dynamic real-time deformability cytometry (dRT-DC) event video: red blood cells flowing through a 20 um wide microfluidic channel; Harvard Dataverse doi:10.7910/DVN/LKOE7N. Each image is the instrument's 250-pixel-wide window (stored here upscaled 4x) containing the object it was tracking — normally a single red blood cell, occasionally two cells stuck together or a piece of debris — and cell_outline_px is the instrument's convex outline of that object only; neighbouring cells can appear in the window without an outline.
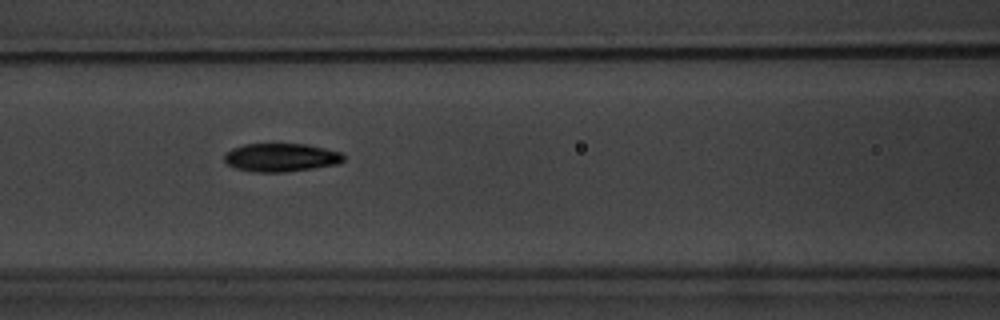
{"species": "common noctule bat (a hibernating species)", "species_latin": "Nyctalus noctula", "temperature_condition": "warm", "stored_images_in_passage": 7, "camera_frame_rate_fps": 3000, "um_per_image_px": 0.085, "animal": {"sex": "male", "body_mass_g": 20.1, "forearm_length_mm": 53.5}, "frame": {"image": 1, "passage_image": 7, "time_ms": 7.333, "image_size_px": [1000, 320], "cell_outline_px": [[344, 160], [340, 164], [284, 172], [252, 172], [236, 168], [228, 164], [224, 160], [224, 156], [232, 148], [244, 144], [308, 144], [340, 152], [344, 156]], "centroid_in_image_um": [23.9, 13.38], "position_along_channel_um": 142.7, "area_um2": 19.65}}